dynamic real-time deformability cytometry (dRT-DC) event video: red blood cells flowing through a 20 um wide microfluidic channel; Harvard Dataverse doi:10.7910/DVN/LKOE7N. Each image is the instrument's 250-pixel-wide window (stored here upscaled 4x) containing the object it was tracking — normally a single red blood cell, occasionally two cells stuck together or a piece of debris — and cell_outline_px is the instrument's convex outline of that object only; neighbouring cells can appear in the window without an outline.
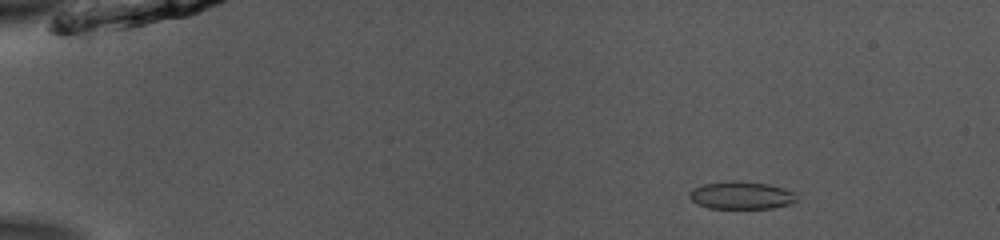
{"species": "common noctule bat (a hibernating species)", "species_latin": "Nyctalus noctula", "temperature_condition": "room temperature", "stored_images_in_passage": 53, "camera_frame_rate_fps": 3000, "um_per_image_px": 0.085, "animal": {"sex": "male", "body_mass_g": 13.0, "forearm_length_mm": 53.1}, "frame": {"image": 1, "passage_image": 8, "time_ms": 2.333, "image_size_px": [1000, 240], "cell_outline_px": [[796, 200], [792, 204], [772, 208], [708, 208], [696, 204], [688, 196], [688, 192], [692, 188], [704, 184], [732, 180], [736, 180], [768, 184], [784, 188], [796, 192]], "centroid_in_image_um": [63.0, 16.6], "position_along_channel_um": 22.0, "area_um2": 17.51}}
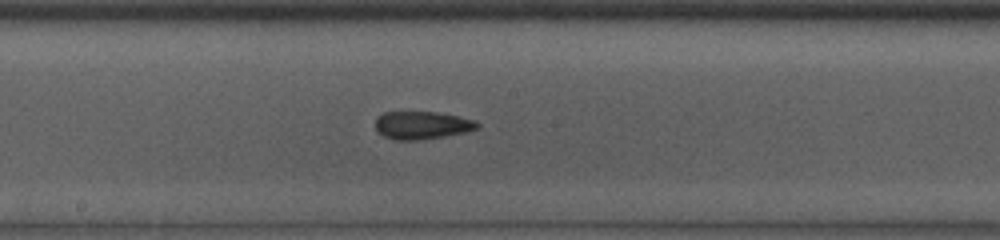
{"frame": {"image": 2, "passage_image": 30, "time_ms": 9.667, "image_size_px": [1000, 240], "cell_outline_px": [[480, 128], [464, 132], [444, 136], [420, 140], [396, 140], [384, 136], [376, 128], [376, 116], [384, 112], [436, 112], [456, 116], [472, 120], [480, 124]], "centroid_in_image_um": [35.85, 10.64], "position_along_channel_um": 212.4, "area_um2": 16.36}}
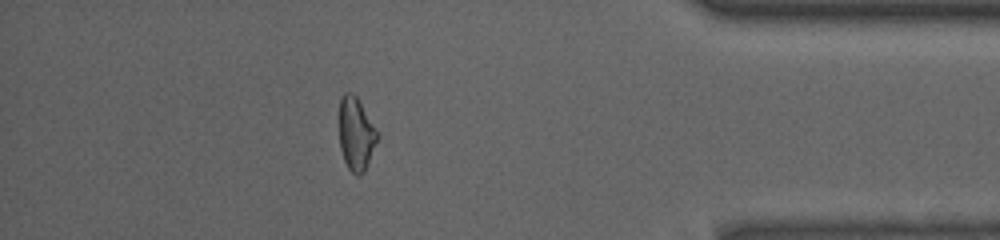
{"frame": {"image": 3, "passage_image": 47, "time_ms": 15.333, "image_size_px": [1000, 240], "cell_outline_px": [[380, 136], [364, 172], [360, 176], [356, 176], [348, 168], [344, 160], [340, 148], [340, 100], [344, 92], [348, 92], [356, 96]], "centroid_in_image_um": [30.27, 11.42], "position_along_channel_um": 404.9, "area_um2": 16.07}, "authors_computed_cell_mechanics": {"area_um2": 16.9354, "velocity_mm_per_s": 3.9154, "shape_relaxation_time_tau1_ms": null, "shape_relaxation_time_tau2_ms": 3.2805, "deformation_change_tau1": null, "deformation_change_tau2": 0.0882}}